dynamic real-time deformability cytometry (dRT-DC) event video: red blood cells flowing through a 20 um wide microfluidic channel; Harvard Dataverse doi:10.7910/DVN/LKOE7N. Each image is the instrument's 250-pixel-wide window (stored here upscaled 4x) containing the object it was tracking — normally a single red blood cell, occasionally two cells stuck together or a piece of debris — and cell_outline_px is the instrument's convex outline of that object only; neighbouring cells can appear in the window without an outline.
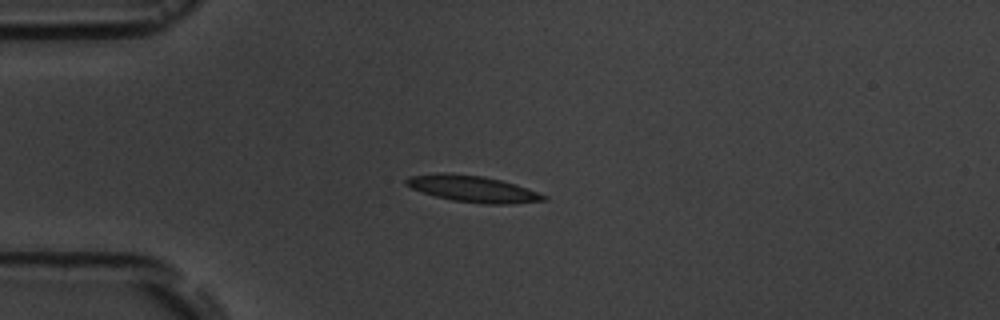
{"species": "common noctule bat (a hibernating species)", "species_latin": "Nyctalus noctula", "temperature_condition": "room temperature", "stored_images_in_passage": 5, "camera_frame_rate_fps": 3000, "um_per_image_px": 0.085, "animal": {"sex": "male", "body_mass_g": 19.5, "forearm_length_mm": 54.6}, "frame": {"image": 1, "passage_image": 2, "time_ms": 1.333, "image_size_px": [1000, 320], "cell_outline_px": [[548, 200], [512, 204], [484, 204], [452, 200], [436, 196], [412, 188], [404, 184], [404, 180], [408, 176], [440, 172], [448, 172], [484, 176], [516, 184], [528, 188], [548, 196]], "centroid_in_image_um": [40.2, 16.04], "position_along_channel_um": 44.8, "area_um2": 21.39}}
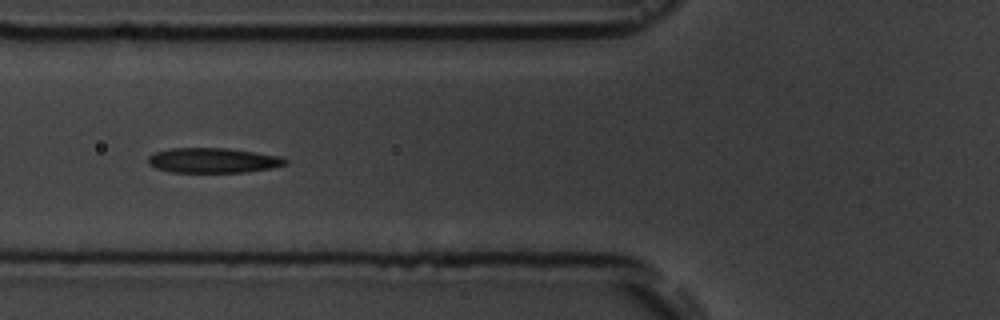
{"frame": {"image": 2, "passage_image": 4, "time_ms": 3.667, "image_size_px": [1000, 320], "cell_outline_px": [[288, 160], [284, 164], [272, 168], [248, 172], [172, 172], [156, 168], [148, 164], [148, 156], [156, 152], [172, 148], [224, 148], [284, 156]], "centroid_in_image_um": [18.13, 13.63], "position_along_channel_um": 107.7, "area_um2": 19.94}}
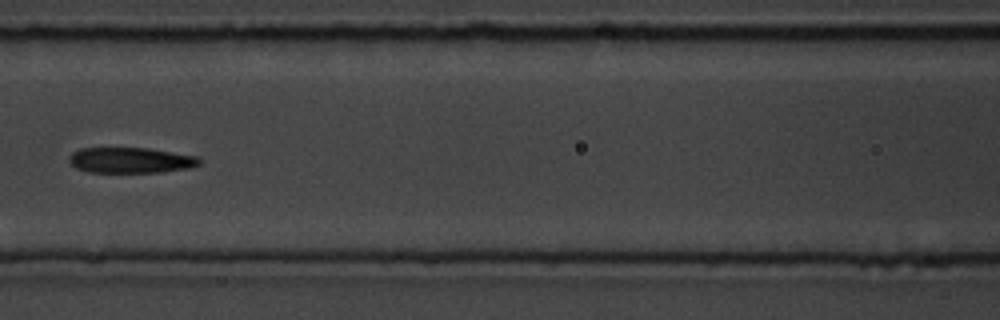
{"frame": {"image": 3, "passage_image": 5, "time_ms": 5.0, "image_size_px": [1000, 320], "cell_outline_px": [[200, 164], [188, 168], [160, 172], [88, 172], [76, 168], [68, 160], [68, 156], [72, 152], [80, 148], [148, 148], [200, 156]], "centroid_in_image_um": [11.1, 13.61], "position_along_channel_um": 155.5, "area_um2": 19.54}}